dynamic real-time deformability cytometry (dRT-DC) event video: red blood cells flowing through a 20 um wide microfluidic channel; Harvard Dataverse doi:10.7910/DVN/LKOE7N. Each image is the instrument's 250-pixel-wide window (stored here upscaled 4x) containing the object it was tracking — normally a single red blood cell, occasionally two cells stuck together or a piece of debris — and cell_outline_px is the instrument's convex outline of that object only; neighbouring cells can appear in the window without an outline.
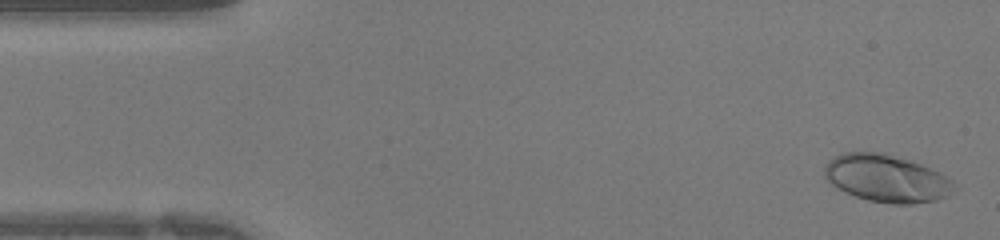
{"species": "human", "species_latin": "Homo sapiens", "temperature_condition": "warm", "stored_images_in_passage": 42, "camera_frame_rate_fps": 3000, "um_per_image_px": 0.085, "donor": {"sex": "female"}, "frame": {"image": 1, "passage_image": 1, "time_ms": 0.0, "image_size_px": [1000, 240], "cell_outline_px": [[960, 188], [948, 196], [936, 200], [912, 204], [892, 204], [868, 200], [844, 192], [836, 188], [824, 176], [824, 164], [832, 156], [840, 152], [884, 152], [920, 164], [940, 172], [952, 180]], "centroid_in_image_um": [75.37, 15.16], "position_along_channel_um": 9.6, "area_um2": 36.36}}
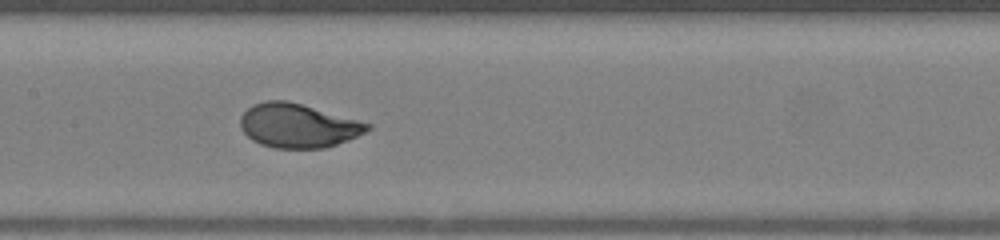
{"frame": {"image": 2, "passage_image": 19, "time_ms": 6.0, "image_size_px": [1000, 240], "cell_outline_px": [[372, 128], [348, 140], [324, 148], [276, 148], [260, 144], [252, 140], [240, 128], [240, 116], [252, 104], [264, 100], [288, 100], [372, 124]], "centroid_in_image_um": [25.3, 10.67], "position_along_channel_um": 182.1, "area_um2": 32.54}}
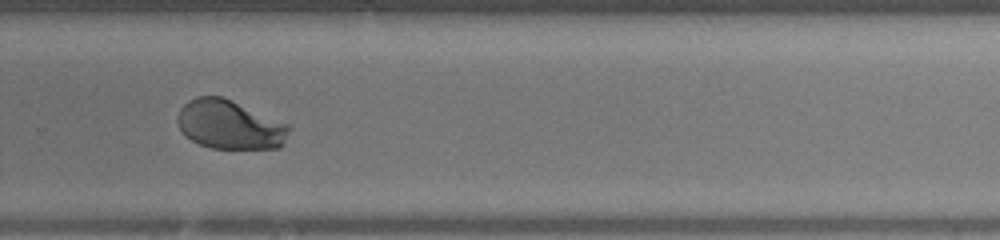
{"frame": {"image": 3, "passage_image": 27, "time_ms": 8.667, "image_size_px": [1000, 240], "cell_outline_px": [[292, 128], [284, 144], [280, 148], [212, 148], [200, 144], [184, 136], [176, 120], [176, 116], [180, 108], [188, 100], [196, 96], [220, 96], [288, 124]], "centroid_in_image_um": [19.51, 10.61], "position_along_channel_um": 310.3, "area_um2": 31.79}}